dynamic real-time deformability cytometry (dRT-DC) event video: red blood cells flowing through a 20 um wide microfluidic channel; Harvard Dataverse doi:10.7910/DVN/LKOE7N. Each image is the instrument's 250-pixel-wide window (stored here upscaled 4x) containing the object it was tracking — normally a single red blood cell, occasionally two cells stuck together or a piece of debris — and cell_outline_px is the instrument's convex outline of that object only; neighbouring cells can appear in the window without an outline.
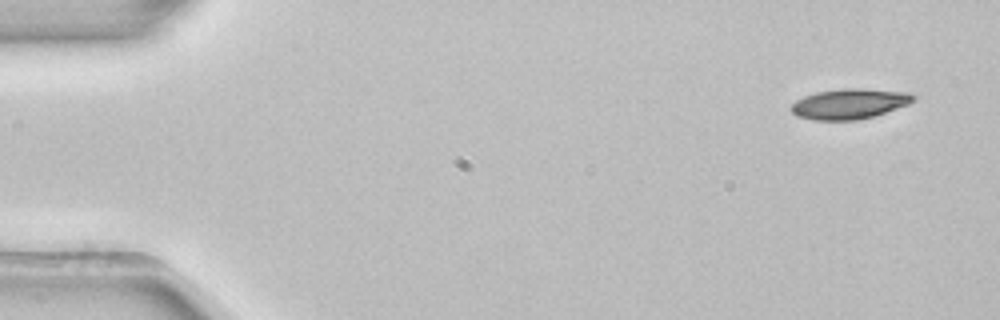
{"species": "common noctule bat (a hibernating species)", "species_latin": "Nyctalus noctula", "temperature_condition": "room temperature", "stored_images_in_passage": 50, "camera_frame_rate_fps": 3000, "um_per_image_px": 0.085, "animal": {"sex": "female", "body_mass_g": 22.7, "forearm_length_mm": 54.2}, "frame": {"image": 1, "passage_image": 1, "time_ms": 0.0, "image_size_px": [1000, 320], "cell_outline_px": [[916, 100], [908, 104], [872, 116], [856, 120], [812, 120], [796, 116], [788, 108], [796, 100], [804, 96], [816, 92], [844, 88], [864, 88], [908, 92], [916, 96]], "centroid_in_image_um": [72.17, 8.81], "position_along_channel_um": 12.8, "area_um2": 21.62}}
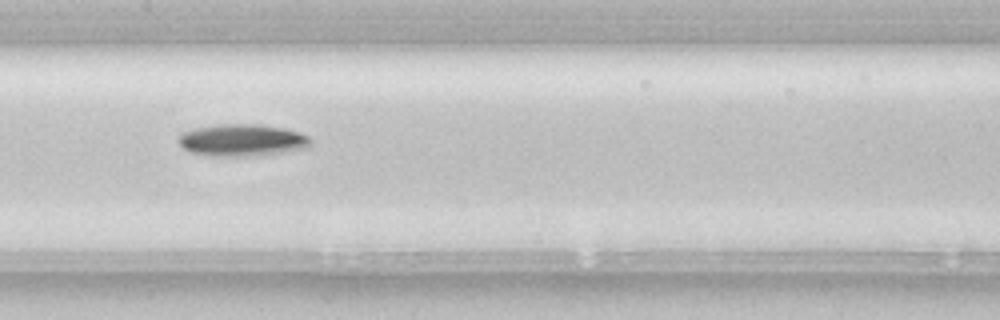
{"frame": {"image": 2, "passage_image": 24, "time_ms": 7.667, "image_size_px": [1000, 320], "cell_outline_px": [[312, 144], [308, 148], [264, 156], [212, 156], [192, 152], [184, 148], [176, 140], [184, 132], [196, 128], [220, 124], [260, 124], [284, 128], [300, 132], [308, 136], [312, 140]], "centroid_in_image_um": [20.66, 11.92], "position_along_channel_um": 186.7, "area_um2": 24.97}}
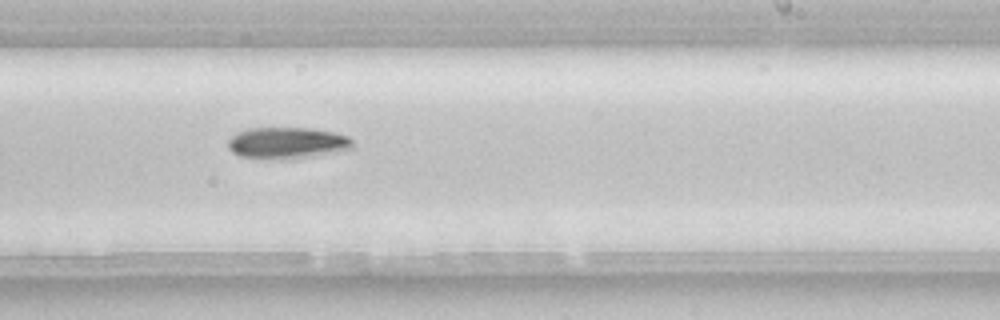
{"frame": {"image": 3, "passage_image": 30, "time_ms": 9.667, "image_size_px": [1000, 320], "cell_outline_px": [[352, 148], [344, 152], [288, 160], [268, 160], [240, 156], [232, 152], [228, 148], [228, 140], [236, 132], [248, 128], [312, 128], [336, 132], [348, 136], [352, 140]], "centroid_in_image_um": [24.43, 12.17], "position_along_channel_um": 264.6, "area_um2": 23.64}, "authors_computed_cell_mechanics": {"area_um2": 21.8484, "velocity_mm_per_s": 3.911, "shape_relaxation_time_tau1_ms": 4.4159, "shape_relaxation_time_tau2_ms": null, "deformation_change_tau1": 0.0986, "deformation_change_tau2": null}}